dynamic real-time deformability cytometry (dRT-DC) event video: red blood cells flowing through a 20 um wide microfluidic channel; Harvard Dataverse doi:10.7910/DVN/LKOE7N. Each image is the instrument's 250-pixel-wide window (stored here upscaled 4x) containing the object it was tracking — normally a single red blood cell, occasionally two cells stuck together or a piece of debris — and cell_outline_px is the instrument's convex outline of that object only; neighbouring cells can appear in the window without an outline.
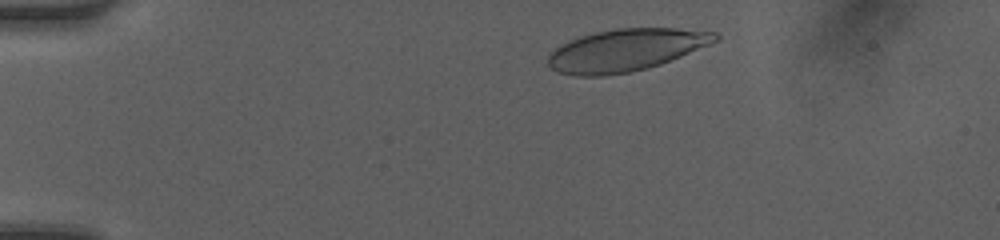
{"species": "human", "species_latin": "Homo sapiens", "temperature_condition": "room temperature", "stored_images_in_passage": 36, "camera_frame_rate_fps": 3000, "um_per_image_px": 0.085, "donor": {"sex": "female"}, "frame": {"image": 1, "passage_image": 4, "time_ms": 1.0, "image_size_px": [1000, 240], "cell_outline_px": [[720, 40], [660, 64], [648, 68], [628, 72], [604, 76], [576, 76], [560, 72], [552, 68], [548, 64], [548, 56], [560, 44], [568, 40], [580, 36], [596, 32], [616, 28], [676, 28], [716, 32], [720, 36]], "centroid_in_image_um": [53.2, 4.25], "position_along_channel_um": 31.8, "area_um2": 40.98}}
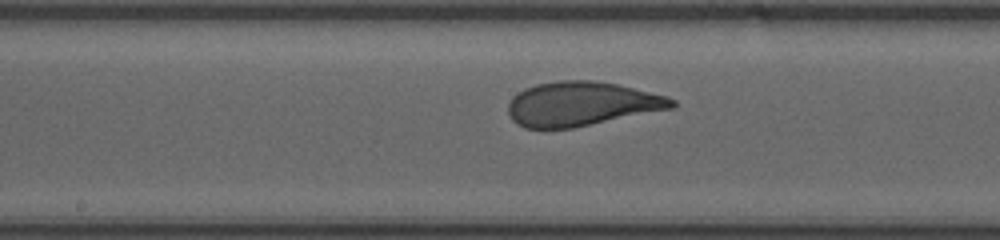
{"frame": {"image": 2, "passage_image": 21, "time_ms": 6.667, "image_size_px": [1000, 240], "cell_outline_px": [[676, 108], [572, 128], [524, 128], [516, 124], [512, 120], [508, 112], [508, 104], [512, 96], [524, 88], [536, 84], [560, 80], [592, 80], [616, 84], [668, 96], [676, 100]], "centroid_in_image_um": [49.44, 8.83], "position_along_channel_um": 198.8, "area_um2": 42.48}}
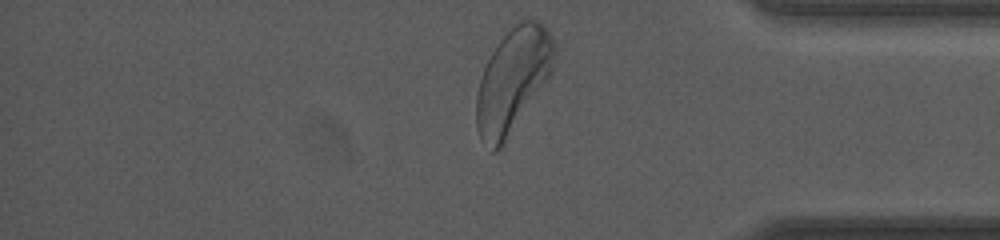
{"frame": {"image": 3, "passage_image": 36, "time_ms": 11.667, "image_size_px": [1000, 240], "cell_outline_px": [[556, 56], [552, 76], [500, 148], [496, 152], [492, 152], [480, 140], [476, 128], [476, 96], [480, 80], [484, 68], [492, 52], [500, 40], [516, 20], [540, 20], [544, 24], [552, 36], [556, 44]], "centroid_in_image_um": [43.63, 6.81], "position_along_channel_um": 391.6, "area_um2": 47.97}, "authors_computed_cell_mechanics": {"area_um2": 42.2229, "velocity_mm_per_s": 4.1676, "shape_relaxation_time_tau1_ms": 2.2207, "shape_relaxation_time_tau2_ms": null, "deformation_change_tau1": 0.1522, "deformation_change_tau2": null}}